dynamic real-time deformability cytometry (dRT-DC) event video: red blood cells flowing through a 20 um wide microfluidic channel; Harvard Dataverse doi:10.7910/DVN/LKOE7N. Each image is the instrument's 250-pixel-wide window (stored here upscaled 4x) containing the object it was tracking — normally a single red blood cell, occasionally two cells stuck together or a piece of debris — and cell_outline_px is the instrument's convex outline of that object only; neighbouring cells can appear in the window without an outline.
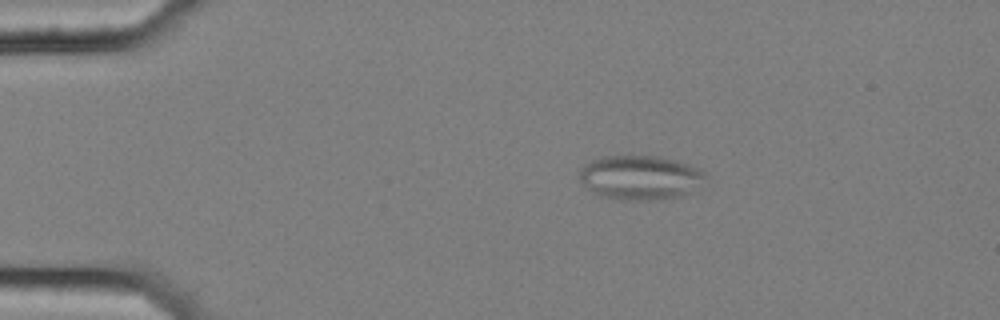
{"species": "common noctule bat (a hibernating species)", "species_latin": "Nyctalus noctula", "temperature_condition": "cold", "stored_images_in_passage": 50, "camera_frame_rate_fps": 3000, "um_per_image_px": 0.085, "animal": {"sex": "female", "body_mass_g": 25.1}, "frame": {"image": 1, "passage_image": 4, "time_ms": 1.0, "image_size_px": [1000, 320], "cell_outline_px": [[708, 176], [688, 192], [680, 196], [648, 200], [620, 200], [600, 196], [592, 192], [580, 180], [580, 168], [592, 160], [600, 156], [660, 156], [676, 160], [700, 168]], "centroid_in_image_um": [54.39, 15.08], "position_along_channel_um": 30.6, "area_um2": 32.37}}
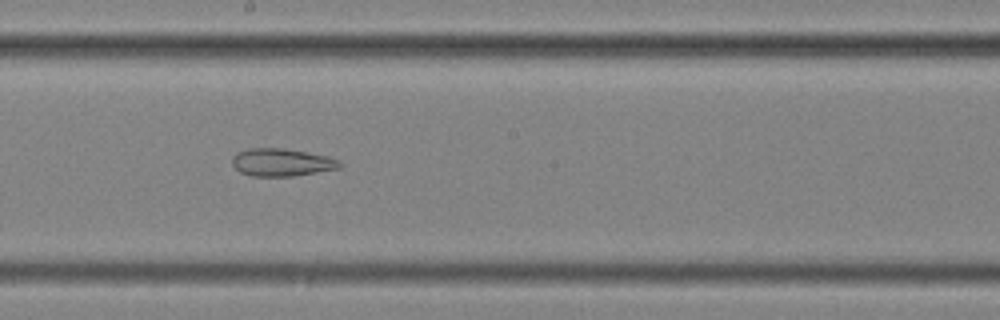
{"frame": {"image": 2, "passage_image": 25, "time_ms": 8.0, "image_size_px": [1000, 320], "cell_outline_px": [[344, 164], [340, 168], [292, 176], [252, 176], [240, 172], [232, 164], [232, 156], [236, 152], [248, 148], [284, 148], [328, 156], [340, 160]], "centroid_in_image_um": [23.94, 13.79], "position_along_channel_um": 224.3, "area_um2": 17.46}}
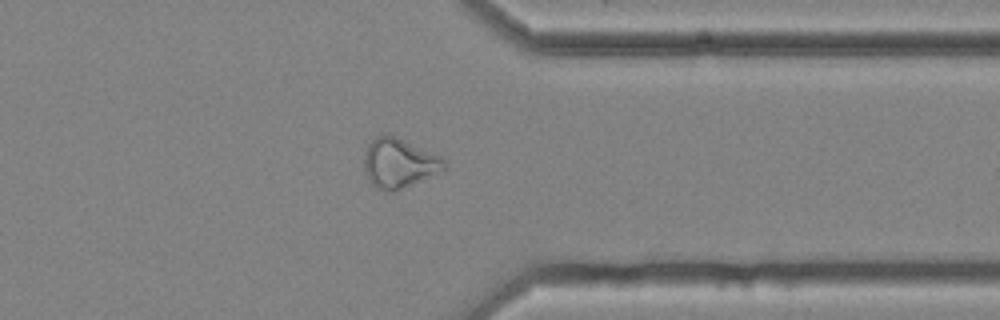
{"frame": {"image": 3, "passage_image": 38, "time_ms": 12.333, "image_size_px": [1000, 320], "cell_outline_px": [[448, 168], [444, 172], [392, 192], [388, 192], [376, 188], [368, 180], [364, 172], [364, 152], [368, 144], [376, 136], [396, 136], [440, 156], [448, 160]], "centroid_in_image_um": [33.96, 13.89], "position_along_channel_um": 377.4, "area_um2": 23.47}, "authors_computed_cell_mechanics": {"area_um2": 23.7269, "velocity_mm_per_s": 3.6018, "shape_relaxation_time_tau1_ms": null, "shape_relaxation_time_tau2_ms": 1.7545, "deformation_change_tau1": null, "deformation_change_tau2": 0.1001}}